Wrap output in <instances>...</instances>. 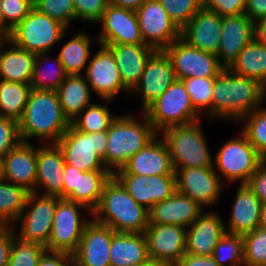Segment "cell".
Masks as SVG:
<instances>
[{"mask_svg":"<svg viewBox=\"0 0 266 266\" xmlns=\"http://www.w3.org/2000/svg\"><path fill=\"white\" fill-rule=\"evenodd\" d=\"M266 102V88L249 77L224 68L216 77L212 91V120L239 122ZM214 118V119H213Z\"/></svg>","mask_w":266,"mask_h":266,"instance_id":"obj_1","label":"cell"},{"mask_svg":"<svg viewBox=\"0 0 266 266\" xmlns=\"http://www.w3.org/2000/svg\"><path fill=\"white\" fill-rule=\"evenodd\" d=\"M18 124L22 142L39 138L43 144H56L70 122L62 112L56 90L31 89Z\"/></svg>","mask_w":266,"mask_h":266,"instance_id":"obj_2","label":"cell"},{"mask_svg":"<svg viewBox=\"0 0 266 266\" xmlns=\"http://www.w3.org/2000/svg\"><path fill=\"white\" fill-rule=\"evenodd\" d=\"M93 220L118 233H144L149 224L148 210L137 203L112 175L105 183Z\"/></svg>","mask_w":266,"mask_h":266,"instance_id":"obj_3","label":"cell"},{"mask_svg":"<svg viewBox=\"0 0 266 266\" xmlns=\"http://www.w3.org/2000/svg\"><path fill=\"white\" fill-rule=\"evenodd\" d=\"M141 113L139 119L130 112L117 115L107 130L103 162L112 174L158 135L145 113Z\"/></svg>","mask_w":266,"mask_h":266,"instance_id":"obj_4","label":"cell"},{"mask_svg":"<svg viewBox=\"0 0 266 266\" xmlns=\"http://www.w3.org/2000/svg\"><path fill=\"white\" fill-rule=\"evenodd\" d=\"M200 122L172 126L159 133L167 144L174 171L188 167L213 168V157Z\"/></svg>","mask_w":266,"mask_h":266,"instance_id":"obj_5","label":"cell"},{"mask_svg":"<svg viewBox=\"0 0 266 266\" xmlns=\"http://www.w3.org/2000/svg\"><path fill=\"white\" fill-rule=\"evenodd\" d=\"M143 112L158 134L166 128L202 119L201 114L192 105L183 82L177 79Z\"/></svg>","mask_w":266,"mask_h":266,"instance_id":"obj_6","label":"cell"},{"mask_svg":"<svg viewBox=\"0 0 266 266\" xmlns=\"http://www.w3.org/2000/svg\"><path fill=\"white\" fill-rule=\"evenodd\" d=\"M70 31L65 25L32 8L28 15L8 34L7 39L15 46L33 52L50 53Z\"/></svg>","mask_w":266,"mask_h":266,"instance_id":"obj_7","label":"cell"},{"mask_svg":"<svg viewBox=\"0 0 266 266\" xmlns=\"http://www.w3.org/2000/svg\"><path fill=\"white\" fill-rule=\"evenodd\" d=\"M239 133L236 138L226 140L213 158V169L222 181V177L226 179L227 184H246L263 161L247 137Z\"/></svg>","mask_w":266,"mask_h":266,"instance_id":"obj_8","label":"cell"},{"mask_svg":"<svg viewBox=\"0 0 266 266\" xmlns=\"http://www.w3.org/2000/svg\"><path fill=\"white\" fill-rule=\"evenodd\" d=\"M66 164L81 171L108 170L103 162L107 148V131L85 133L71 124L56 143Z\"/></svg>","mask_w":266,"mask_h":266,"instance_id":"obj_9","label":"cell"},{"mask_svg":"<svg viewBox=\"0 0 266 266\" xmlns=\"http://www.w3.org/2000/svg\"><path fill=\"white\" fill-rule=\"evenodd\" d=\"M92 212L82 204L60 198L57 201L52 230L46 249L73 254L78 248L86 225L92 220L84 218L80 211Z\"/></svg>","mask_w":266,"mask_h":266,"instance_id":"obj_10","label":"cell"},{"mask_svg":"<svg viewBox=\"0 0 266 266\" xmlns=\"http://www.w3.org/2000/svg\"><path fill=\"white\" fill-rule=\"evenodd\" d=\"M59 199L57 196L29 193L25 206L14 225L16 227V224L20 223V230L18 233L16 231V236L24 241L39 243L46 247Z\"/></svg>","mask_w":266,"mask_h":266,"instance_id":"obj_11","label":"cell"},{"mask_svg":"<svg viewBox=\"0 0 266 266\" xmlns=\"http://www.w3.org/2000/svg\"><path fill=\"white\" fill-rule=\"evenodd\" d=\"M164 51L168 54L177 80L216 77L224 67L217 55L191 46L181 37Z\"/></svg>","mask_w":266,"mask_h":266,"instance_id":"obj_12","label":"cell"},{"mask_svg":"<svg viewBox=\"0 0 266 266\" xmlns=\"http://www.w3.org/2000/svg\"><path fill=\"white\" fill-rule=\"evenodd\" d=\"M135 12L144 43L155 50H164L181 37V30L158 0H146Z\"/></svg>","mask_w":266,"mask_h":266,"instance_id":"obj_13","label":"cell"},{"mask_svg":"<svg viewBox=\"0 0 266 266\" xmlns=\"http://www.w3.org/2000/svg\"><path fill=\"white\" fill-rule=\"evenodd\" d=\"M98 46V51L90 57L83 74L92 93H95L101 101H113L122 91L130 94L123 86L112 51L105 45L98 44Z\"/></svg>","mask_w":266,"mask_h":266,"instance_id":"obj_14","label":"cell"},{"mask_svg":"<svg viewBox=\"0 0 266 266\" xmlns=\"http://www.w3.org/2000/svg\"><path fill=\"white\" fill-rule=\"evenodd\" d=\"M175 173L177 191L204 209L216 205L221 198L224 182L213 168H179Z\"/></svg>","mask_w":266,"mask_h":266,"instance_id":"obj_15","label":"cell"},{"mask_svg":"<svg viewBox=\"0 0 266 266\" xmlns=\"http://www.w3.org/2000/svg\"><path fill=\"white\" fill-rule=\"evenodd\" d=\"M96 24L101 26L94 39L98 44H145L134 10L109 3Z\"/></svg>","mask_w":266,"mask_h":266,"instance_id":"obj_16","label":"cell"},{"mask_svg":"<svg viewBox=\"0 0 266 266\" xmlns=\"http://www.w3.org/2000/svg\"><path fill=\"white\" fill-rule=\"evenodd\" d=\"M176 80L172 62L164 50H156L146 63L139 84L130 93L141 97V112Z\"/></svg>","mask_w":266,"mask_h":266,"instance_id":"obj_17","label":"cell"},{"mask_svg":"<svg viewBox=\"0 0 266 266\" xmlns=\"http://www.w3.org/2000/svg\"><path fill=\"white\" fill-rule=\"evenodd\" d=\"M144 235L150 259L176 264L186 253V228L174 224H148Z\"/></svg>","mask_w":266,"mask_h":266,"instance_id":"obj_18","label":"cell"},{"mask_svg":"<svg viewBox=\"0 0 266 266\" xmlns=\"http://www.w3.org/2000/svg\"><path fill=\"white\" fill-rule=\"evenodd\" d=\"M114 232L109 226L92 219L73 253L74 266H111L109 253Z\"/></svg>","mask_w":266,"mask_h":266,"instance_id":"obj_19","label":"cell"},{"mask_svg":"<svg viewBox=\"0 0 266 266\" xmlns=\"http://www.w3.org/2000/svg\"><path fill=\"white\" fill-rule=\"evenodd\" d=\"M226 233L225 222L215 210H203L186 228V253L211 256L218 241Z\"/></svg>","mask_w":266,"mask_h":266,"instance_id":"obj_20","label":"cell"},{"mask_svg":"<svg viewBox=\"0 0 266 266\" xmlns=\"http://www.w3.org/2000/svg\"><path fill=\"white\" fill-rule=\"evenodd\" d=\"M40 144L37 146L35 193L63 198V172L66 163L63 153L57 144Z\"/></svg>","mask_w":266,"mask_h":266,"instance_id":"obj_21","label":"cell"},{"mask_svg":"<svg viewBox=\"0 0 266 266\" xmlns=\"http://www.w3.org/2000/svg\"><path fill=\"white\" fill-rule=\"evenodd\" d=\"M113 174H135L148 177L150 175L176 173L173 169L167 144L158 134Z\"/></svg>","mask_w":266,"mask_h":266,"instance_id":"obj_22","label":"cell"},{"mask_svg":"<svg viewBox=\"0 0 266 266\" xmlns=\"http://www.w3.org/2000/svg\"><path fill=\"white\" fill-rule=\"evenodd\" d=\"M222 16L202 7L181 29V38L201 51L217 55Z\"/></svg>","mask_w":266,"mask_h":266,"instance_id":"obj_23","label":"cell"},{"mask_svg":"<svg viewBox=\"0 0 266 266\" xmlns=\"http://www.w3.org/2000/svg\"><path fill=\"white\" fill-rule=\"evenodd\" d=\"M253 30L254 22L245 14L222 17L217 57L224 68H229L239 52L254 39Z\"/></svg>","mask_w":266,"mask_h":266,"instance_id":"obj_24","label":"cell"},{"mask_svg":"<svg viewBox=\"0 0 266 266\" xmlns=\"http://www.w3.org/2000/svg\"><path fill=\"white\" fill-rule=\"evenodd\" d=\"M4 180L35 192L37 176V147L20 142L3 158Z\"/></svg>","mask_w":266,"mask_h":266,"instance_id":"obj_25","label":"cell"},{"mask_svg":"<svg viewBox=\"0 0 266 266\" xmlns=\"http://www.w3.org/2000/svg\"><path fill=\"white\" fill-rule=\"evenodd\" d=\"M204 210L196 201L177 190L148 211L149 224H174L188 228Z\"/></svg>","mask_w":266,"mask_h":266,"instance_id":"obj_26","label":"cell"},{"mask_svg":"<svg viewBox=\"0 0 266 266\" xmlns=\"http://www.w3.org/2000/svg\"><path fill=\"white\" fill-rule=\"evenodd\" d=\"M120 72L123 86L131 93L139 84L148 58L156 51L148 44H108Z\"/></svg>","mask_w":266,"mask_h":266,"instance_id":"obj_27","label":"cell"},{"mask_svg":"<svg viewBox=\"0 0 266 266\" xmlns=\"http://www.w3.org/2000/svg\"><path fill=\"white\" fill-rule=\"evenodd\" d=\"M237 191L226 233L244 235L260 227V212L262 202L254 195L246 184L237 185Z\"/></svg>","mask_w":266,"mask_h":266,"instance_id":"obj_28","label":"cell"},{"mask_svg":"<svg viewBox=\"0 0 266 266\" xmlns=\"http://www.w3.org/2000/svg\"><path fill=\"white\" fill-rule=\"evenodd\" d=\"M35 57L36 53L21 49L7 39L0 46V80L30 84Z\"/></svg>","mask_w":266,"mask_h":266,"instance_id":"obj_29","label":"cell"},{"mask_svg":"<svg viewBox=\"0 0 266 266\" xmlns=\"http://www.w3.org/2000/svg\"><path fill=\"white\" fill-rule=\"evenodd\" d=\"M111 266H137L149 259L144 233L112 234L110 247Z\"/></svg>","mask_w":266,"mask_h":266,"instance_id":"obj_30","label":"cell"},{"mask_svg":"<svg viewBox=\"0 0 266 266\" xmlns=\"http://www.w3.org/2000/svg\"><path fill=\"white\" fill-rule=\"evenodd\" d=\"M91 91L84 75H67L56 89L62 112L69 122L93 104Z\"/></svg>","mask_w":266,"mask_h":266,"instance_id":"obj_31","label":"cell"},{"mask_svg":"<svg viewBox=\"0 0 266 266\" xmlns=\"http://www.w3.org/2000/svg\"><path fill=\"white\" fill-rule=\"evenodd\" d=\"M228 69L238 76L254 79L266 88V46L253 39Z\"/></svg>","mask_w":266,"mask_h":266,"instance_id":"obj_32","label":"cell"},{"mask_svg":"<svg viewBox=\"0 0 266 266\" xmlns=\"http://www.w3.org/2000/svg\"><path fill=\"white\" fill-rule=\"evenodd\" d=\"M112 175L109 170L78 172L77 189L66 199L82 204L92 212L99 203L105 183Z\"/></svg>","mask_w":266,"mask_h":266,"instance_id":"obj_33","label":"cell"},{"mask_svg":"<svg viewBox=\"0 0 266 266\" xmlns=\"http://www.w3.org/2000/svg\"><path fill=\"white\" fill-rule=\"evenodd\" d=\"M87 32L80 31L68 40L58 55L67 75H83L91 56V40Z\"/></svg>","mask_w":266,"mask_h":266,"instance_id":"obj_34","label":"cell"},{"mask_svg":"<svg viewBox=\"0 0 266 266\" xmlns=\"http://www.w3.org/2000/svg\"><path fill=\"white\" fill-rule=\"evenodd\" d=\"M48 54V52L36 54L33 77L30 83L31 89L56 90L67 76L58 55L51 57ZM47 61L51 63L49 67L43 65Z\"/></svg>","mask_w":266,"mask_h":266,"instance_id":"obj_35","label":"cell"},{"mask_svg":"<svg viewBox=\"0 0 266 266\" xmlns=\"http://www.w3.org/2000/svg\"><path fill=\"white\" fill-rule=\"evenodd\" d=\"M31 85L0 80V114L19 121L27 103Z\"/></svg>","mask_w":266,"mask_h":266,"instance_id":"obj_36","label":"cell"},{"mask_svg":"<svg viewBox=\"0 0 266 266\" xmlns=\"http://www.w3.org/2000/svg\"><path fill=\"white\" fill-rule=\"evenodd\" d=\"M29 192L8 181L0 182V226H14Z\"/></svg>","mask_w":266,"mask_h":266,"instance_id":"obj_37","label":"cell"},{"mask_svg":"<svg viewBox=\"0 0 266 266\" xmlns=\"http://www.w3.org/2000/svg\"><path fill=\"white\" fill-rule=\"evenodd\" d=\"M111 100H104V105L93 103L87 106L70 124L77 130L85 133H97L107 131L111 122L116 118L115 114H111Z\"/></svg>","mask_w":266,"mask_h":266,"instance_id":"obj_38","label":"cell"},{"mask_svg":"<svg viewBox=\"0 0 266 266\" xmlns=\"http://www.w3.org/2000/svg\"><path fill=\"white\" fill-rule=\"evenodd\" d=\"M194 108L204 117L212 118V91L215 77H192L181 80Z\"/></svg>","mask_w":266,"mask_h":266,"instance_id":"obj_39","label":"cell"},{"mask_svg":"<svg viewBox=\"0 0 266 266\" xmlns=\"http://www.w3.org/2000/svg\"><path fill=\"white\" fill-rule=\"evenodd\" d=\"M243 126L241 132L250 144L262 156H266V107H261L247 114L240 121Z\"/></svg>","mask_w":266,"mask_h":266,"instance_id":"obj_40","label":"cell"},{"mask_svg":"<svg viewBox=\"0 0 266 266\" xmlns=\"http://www.w3.org/2000/svg\"><path fill=\"white\" fill-rule=\"evenodd\" d=\"M212 256L219 266H244L243 235L225 233Z\"/></svg>","mask_w":266,"mask_h":266,"instance_id":"obj_41","label":"cell"},{"mask_svg":"<svg viewBox=\"0 0 266 266\" xmlns=\"http://www.w3.org/2000/svg\"><path fill=\"white\" fill-rule=\"evenodd\" d=\"M244 266H266V227L243 235Z\"/></svg>","mask_w":266,"mask_h":266,"instance_id":"obj_42","label":"cell"},{"mask_svg":"<svg viewBox=\"0 0 266 266\" xmlns=\"http://www.w3.org/2000/svg\"><path fill=\"white\" fill-rule=\"evenodd\" d=\"M39 243L24 241L15 236L8 261V266H37L46 251Z\"/></svg>","mask_w":266,"mask_h":266,"instance_id":"obj_43","label":"cell"},{"mask_svg":"<svg viewBox=\"0 0 266 266\" xmlns=\"http://www.w3.org/2000/svg\"><path fill=\"white\" fill-rule=\"evenodd\" d=\"M33 7L68 29L73 21H77L73 0H33Z\"/></svg>","mask_w":266,"mask_h":266,"instance_id":"obj_44","label":"cell"},{"mask_svg":"<svg viewBox=\"0 0 266 266\" xmlns=\"http://www.w3.org/2000/svg\"><path fill=\"white\" fill-rule=\"evenodd\" d=\"M181 30L203 7V0H158Z\"/></svg>","mask_w":266,"mask_h":266,"instance_id":"obj_45","label":"cell"},{"mask_svg":"<svg viewBox=\"0 0 266 266\" xmlns=\"http://www.w3.org/2000/svg\"><path fill=\"white\" fill-rule=\"evenodd\" d=\"M129 195L149 211V184L147 176L135 174H113Z\"/></svg>","mask_w":266,"mask_h":266,"instance_id":"obj_46","label":"cell"},{"mask_svg":"<svg viewBox=\"0 0 266 266\" xmlns=\"http://www.w3.org/2000/svg\"><path fill=\"white\" fill-rule=\"evenodd\" d=\"M149 184V210L153 205L170 197L176 190V174L150 175Z\"/></svg>","mask_w":266,"mask_h":266,"instance_id":"obj_47","label":"cell"},{"mask_svg":"<svg viewBox=\"0 0 266 266\" xmlns=\"http://www.w3.org/2000/svg\"><path fill=\"white\" fill-rule=\"evenodd\" d=\"M3 30L8 34L33 8V0H2Z\"/></svg>","mask_w":266,"mask_h":266,"instance_id":"obj_48","label":"cell"},{"mask_svg":"<svg viewBox=\"0 0 266 266\" xmlns=\"http://www.w3.org/2000/svg\"><path fill=\"white\" fill-rule=\"evenodd\" d=\"M76 20L96 24L105 11L109 0H73Z\"/></svg>","mask_w":266,"mask_h":266,"instance_id":"obj_49","label":"cell"},{"mask_svg":"<svg viewBox=\"0 0 266 266\" xmlns=\"http://www.w3.org/2000/svg\"><path fill=\"white\" fill-rule=\"evenodd\" d=\"M21 142L18 121L11 118L0 119V157H4Z\"/></svg>","mask_w":266,"mask_h":266,"instance_id":"obj_50","label":"cell"},{"mask_svg":"<svg viewBox=\"0 0 266 266\" xmlns=\"http://www.w3.org/2000/svg\"><path fill=\"white\" fill-rule=\"evenodd\" d=\"M203 7L224 16L245 13L246 0H203Z\"/></svg>","mask_w":266,"mask_h":266,"instance_id":"obj_51","label":"cell"},{"mask_svg":"<svg viewBox=\"0 0 266 266\" xmlns=\"http://www.w3.org/2000/svg\"><path fill=\"white\" fill-rule=\"evenodd\" d=\"M246 185L263 203L266 202V163L262 161L256 172L249 178Z\"/></svg>","mask_w":266,"mask_h":266,"instance_id":"obj_52","label":"cell"},{"mask_svg":"<svg viewBox=\"0 0 266 266\" xmlns=\"http://www.w3.org/2000/svg\"><path fill=\"white\" fill-rule=\"evenodd\" d=\"M16 230L14 226H0V266H8Z\"/></svg>","mask_w":266,"mask_h":266,"instance_id":"obj_53","label":"cell"},{"mask_svg":"<svg viewBox=\"0 0 266 266\" xmlns=\"http://www.w3.org/2000/svg\"><path fill=\"white\" fill-rule=\"evenodd\" d=\"M37 266H74L73 254L46 250Z\"/></svg>","mask_w":266,"mask_h":266,"instance_id":"obj_54","label":"cell"},{"mask_svg":"<svg viewBox=\"0 0 266 266\" xmlns=\"http://www.w3.org/2000/svg\"><path fill=\"white\" fill-rule=\"evenodd\" d=\"M78 172H84L65 163L63 172V198H67L77 189Z\"/></svg>","mask_w":266,"mask_h":266,"instance_id":"obj_55","label":"cell"},{"mask_svg":"<svg viewBox=\"0 0 266 266\" xmlns=\"http://www.w3.org/2000/svg\"><path fill=\"white\" fill-rule=\"evenodd\" d=\"M175 266H219L213 256H200L185 253Z\"/></svg>","mask_w":266,"mask_h":266,"instance_id":"obj_56","label":"cell"},{"mask_svg":"<svg viewBox=\"0 0 266 266\" xmlns=\"http://www.w3.org/2000/svg\"><path fill=\"white\" fill-rule=\"evenodd\" d=\"M244 14L252 22L266 18V0H246Z\"/></svg>","mask_w":266,"mask_h":266,"instance_id":"obj_57","label":"cell"},{"mask_svg":"<svg viewBox=\"0 0 266 266\" xmlns=\"http://www.w3.org/2000/svg\"><path fill=\"white\" fill-rule=\"evenodd\" d=\"M254 40L266 46V18L254 22Z\"/></svg>","mask_w":266,"mask_h":266,"instance_id":"obj_58","label":"cell"},{"mask_svg":"<svg viewBox=\"0 0 266 266\" xmlns=\"http://www.w3.org/2000/svg\"><path fill=\"white\" fill-rule=\"evenodd\" d=\"M146 0H109V3L130 10L138 9Z\"/></svg>","mask_w":266,"mask_h":266,"instance_id":"obj_59","label":"cell"},{"mask_svg":"<svg viewBox=\"0 0 266 266\" xmlns=\"http://www.w3.org/2000/svg\"><path fill=\"white\" fill-rule=\"evenodd\" d=\"M137 266H175V265L168 263V262L154 260V259L149 258L146 262L142 264H138Z\"/></svg>","mask_w":266,"mask_h":266,"instance_id":"obj_60","label":"cell"},{"mask_svg":"<svg viewBox=\"0 0 266 266\" xmlns=\"http://www.w3.org/2000/svg\"><path fill=\"white\" fill-rule=\"evenodd\" d=\"M260 226L261 227H266V202H263L261 204Z\"/></svg>","mask_w":266,"mask_h":266,"instance_id":"obj_61","label":"cell"},{"mask_svg":"<svg viewBox=\"0 0 266 266\" xmlns=\"http://www.w3.org/2000/svg\"><path fill=\"white\" fill-rule=\"evenodd\" d=\"M7 40V33L0 27V46Z\"/></svg>","mask_w":266,"mask_h":266,"instance_id":"obj_62","label":"cell"},{"mask_svg":"<svg viewBox=\"0 0 266 266\" xmlns=\"http://www.w3.org/2000/svg\"><path fill=\"white\" fill-rule=\"evenodd\" d=\"M4 180L3 159L0 157V182Z\"/></svg>","mask_w":266,"mask_h":266,"instance_id":"obj_63","label":"cell"},{"mask_svg":"<svg viewBox=\"0 0 266 266\" xmlns=\"http://www.w3.org/2000/svg\"><path fill=\"white\" fill-rule=\"evenodd\" d=\"M0 0V27L3 29V13H2V4Z\"/></svg>","mask_w":266,"mask_h":266,"instance_id":"obj_64","label":"cell"},{"mask_svg":"<svg viewBox=\"0 0 266 266\" xmlns=\"http://www.w3.org/2000/svg\"><path fill=\"white\" fill-rule=\"evenodd\" d=\"M263 161L266 163V156L263 157Z\"/></svg>","mask_w":266,"mask_h":266,"instance_id":"obj_65","label":"cell"}]
</instances>
